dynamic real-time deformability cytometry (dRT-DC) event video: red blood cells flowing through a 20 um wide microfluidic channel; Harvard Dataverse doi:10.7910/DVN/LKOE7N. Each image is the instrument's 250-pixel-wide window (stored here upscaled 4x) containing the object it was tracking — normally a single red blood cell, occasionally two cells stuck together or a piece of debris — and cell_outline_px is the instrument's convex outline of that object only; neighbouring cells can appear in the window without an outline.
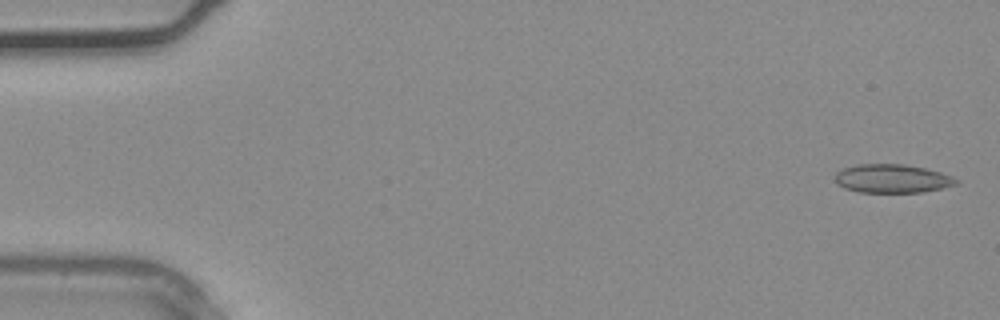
{"species": "common noctule bat (a hibernating species)", "species_latin": "Nyctalus noctula", "temperature_condition": "warm", "stored_images_in_passage": 36, "camera_frame_rate_fps": 3000, "um_per_image_px": 0.085, "animal": {"sex": "male", "body_mass_g": 20.4}, "frame": {"image": 1, "passage_image": 1, "time_ms": 0.0, "image_size_px": [1000, 320], "cell_outline_px": [[960, 180], [956, 184], [940, 188], [920, 192], [860, 192], [844, 188], [836, 184], [836, 172], [844, 168], [856, 164], [904, 164], [924, 168], [940, 172], [952, 176]], "centroid_in_image_um": [75.82, 15.17], "position_along_channel_um": 9.2, "area_um2": 20.06}}
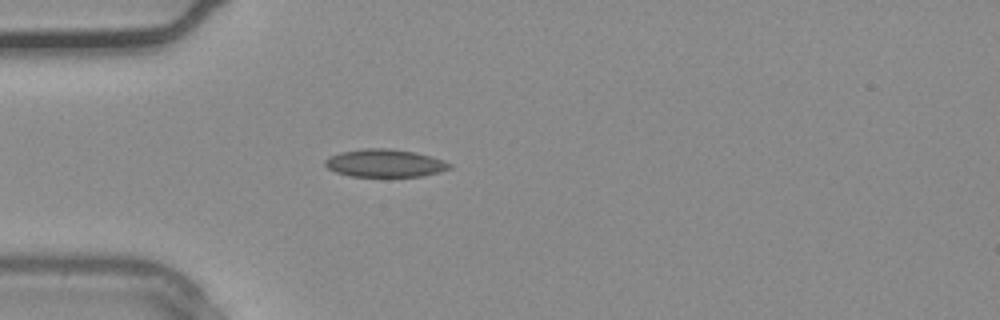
{"frame": {"image": 2, "passage_image": 10, "time_ms": 3.0, "image_size_px": [1000, 320], "cell_outline_px": [[452, 168], [440, 172], [420, 176], [352, 176], [336, 172], [328, 168], [324, 164], [324, 160], [328, 156], [340, 152], [364, 148], [388, 148], [416, 152], [432, 156], [444, 160], [452, 164]], "centroid_in_image_um": [32.73, 13.85], "position_along_channel_um": 52.3, "area_um2": 20.29}}
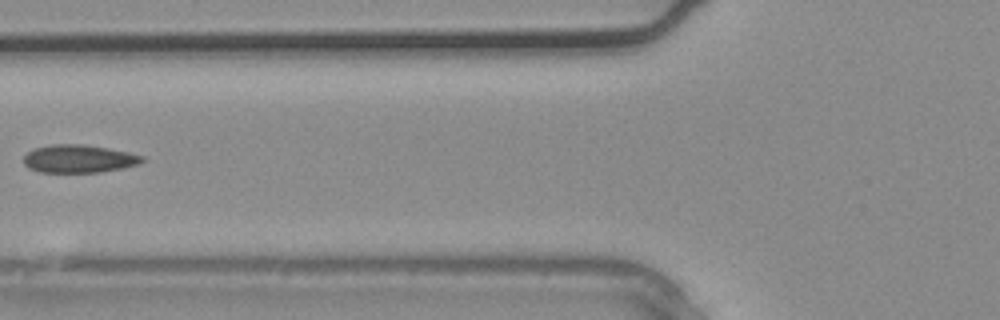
{"frame": {"image": 3, "passage_image": 14, "time_ms": 4.333, "image_size_px": [1000, 320], "cell_outline_px": [[148, 160], [140, 164], [124, 168], [100, 172], [40, 172], [28, 168], [24, 164], [24, 156], [28, 152], [36, 148], [52, 144], [84, 144], [108, 148], [128, 152], [144, 156]], "centroid_in_image_um": [6.76, 13.5], "position_along_channel_um": 119.0, "area_um2": 19.48}}